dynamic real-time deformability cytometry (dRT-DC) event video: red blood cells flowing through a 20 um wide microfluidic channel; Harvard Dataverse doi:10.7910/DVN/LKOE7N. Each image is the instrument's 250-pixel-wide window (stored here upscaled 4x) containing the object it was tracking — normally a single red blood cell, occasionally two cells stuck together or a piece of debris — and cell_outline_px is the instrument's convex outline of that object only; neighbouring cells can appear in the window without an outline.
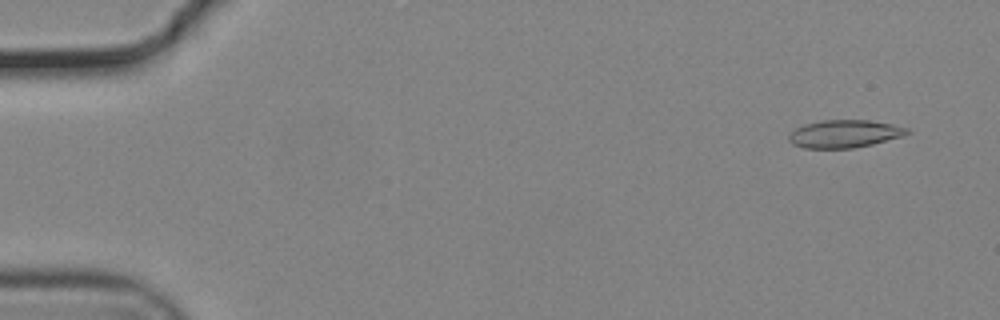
{"species": "common noctule bat (a hibernating species)", "species_latin": "Nyctalus noctula", "temperature_condition": "cold", "stored_images_in_passage": 54, "camera_frame_rate_fps": 3000, "um_per_image_px": 0.085, "animal": {"sex": "male", "body_mass_g": 19.2, "forearm_length_mm": 51.8}, "frame": {"image": 1, "passage_image": 4, "time_ms": 1.0, "image_size_px": [1000, 320], "cell_outline_px": [[912, 132], [904, 136], [872, 144], [852, 148], [804, 148], [792, 144], [788, 140], [788, 136], [796, 128], [804, 124], [820, 120], [868, 120], [892, 124], [908, 128]], "centroid_in_image_um": [71.79, 11.37], "position_along_channel_um": 13.2, "area_um2": 19.19}}
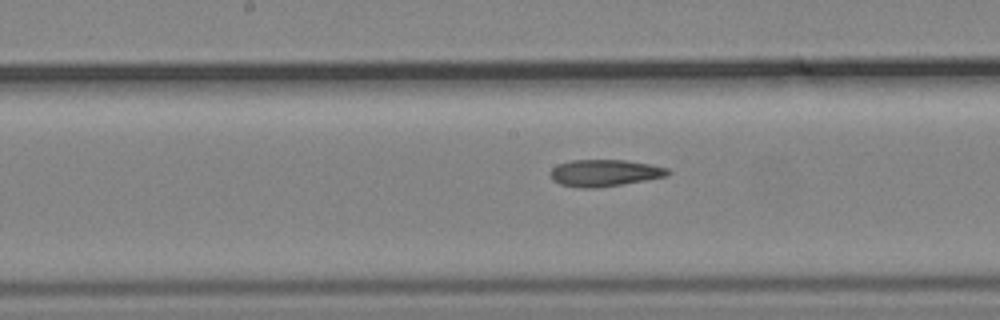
{"frame": {"image": 2, "passage_image": 29, "time_ms": 9.333, "image_size_px": [1000, 320], "cell_outline_px": [[672, 172], [664, 176], [644, 180], [596, 188], [584, 188], [560, 184], [552, 180], [548, 172], [552, 168], [560, 164], [572, 160], [624, 160], [648, 164], [668, 168]], "centroid_in_image_um": [51.34, 14.7], "position_along_channel_um": 196.9, "area_um2": 18.09}}
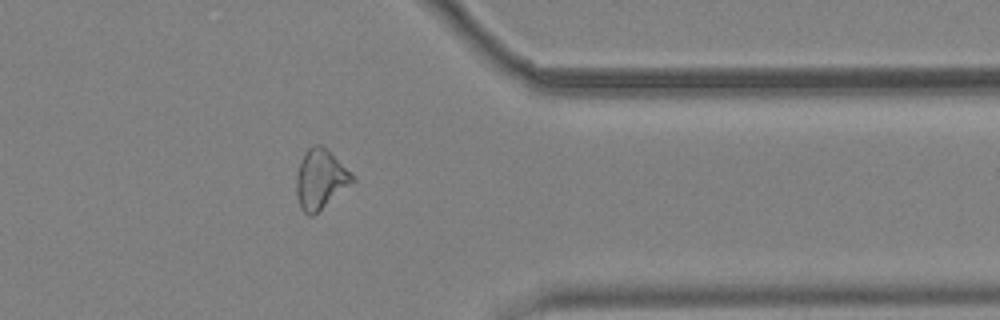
{"frame": {"image": 3, "passage_image": 45, "time_ms": 14.667, "image_size_px": [1000, 320], "cell_outline_px": [[356, 180], [312, 216], [308, 216], [300, 208], [296, 196], [296, 176], [300, 160], [304, 152], [308, 148], [316, 144], [320, 144], [328, 148], [356, 176]], "centroid_in_image_um": [27.24, 15.19], "position_along_channel_um": 384.2, "area_um2": 19.77}}